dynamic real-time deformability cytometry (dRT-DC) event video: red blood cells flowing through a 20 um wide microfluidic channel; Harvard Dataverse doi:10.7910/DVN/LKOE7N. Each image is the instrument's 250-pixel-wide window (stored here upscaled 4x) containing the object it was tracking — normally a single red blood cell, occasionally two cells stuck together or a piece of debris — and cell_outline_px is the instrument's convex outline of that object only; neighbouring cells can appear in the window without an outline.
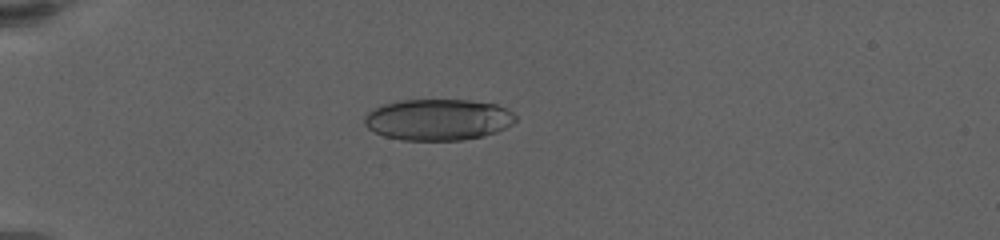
{"species": "human", "species_latin": "Homo sapiens", "temperature_condition": "warm", "stored_images_in_passage": 34, "camera_frame_rate_fps": 3000, "um_per_image_px": 0.085, "donor": {"sex": "female"}, "frame": {"image": 1, "passage_image": 29, "time_ms": 6.333, "image_size_px": [1000, 240], "cell_outline_px": [[516, 120], [512, 124], [496, 132], [484, 136], [460, 140], [404, 140], [384, 136], [368, 128], [364, 124], [364, 116], [368, 112], [380, 104], [400, 100], [472, 100], [496, 104], [508, 108], [516, 116]], "centroid_in_image_um": [37.24, 10.16], "position_along_channel_um": 47.8, "area_um2": 36.59}}